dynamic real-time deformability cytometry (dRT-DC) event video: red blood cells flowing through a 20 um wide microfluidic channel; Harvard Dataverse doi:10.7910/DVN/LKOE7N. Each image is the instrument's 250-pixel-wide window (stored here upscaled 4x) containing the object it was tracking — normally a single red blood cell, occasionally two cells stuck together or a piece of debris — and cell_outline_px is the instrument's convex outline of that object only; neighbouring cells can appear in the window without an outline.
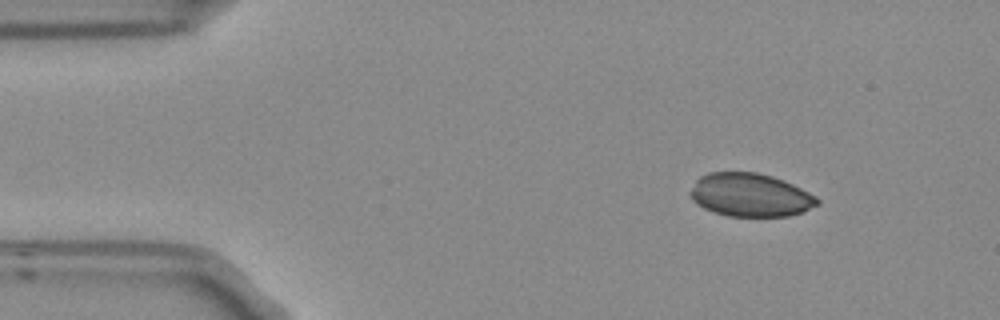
{"species": "Egyptian fruit bat (a non-hibernating species)", "species_latin": "Rousettus aegyptiacus", "temperature_condition": "room temperature", "stored_images_in_passage": 3, "camera_frame_rate_fps": 3000, "um_per_image_px": 0.085, "frame": {"image": 1, "passage_image": 1, "time_ms": 0.0, "image_size_px": [1000, 320], "cell_outline_px": [[820, 204], [804, 212], [788, 216], [728, 216], [704, 208], [696, 204], [692, 200], [688, 192], [696, 180], [700, 176], [708, 172], [756, 172], [772, 176], [784, 180], [816, 196], [820, 200]], "centroid_in_image_um": [63.77, 16.57], "position_along_channel_um": 21.2, "area_um2": 32.25}}